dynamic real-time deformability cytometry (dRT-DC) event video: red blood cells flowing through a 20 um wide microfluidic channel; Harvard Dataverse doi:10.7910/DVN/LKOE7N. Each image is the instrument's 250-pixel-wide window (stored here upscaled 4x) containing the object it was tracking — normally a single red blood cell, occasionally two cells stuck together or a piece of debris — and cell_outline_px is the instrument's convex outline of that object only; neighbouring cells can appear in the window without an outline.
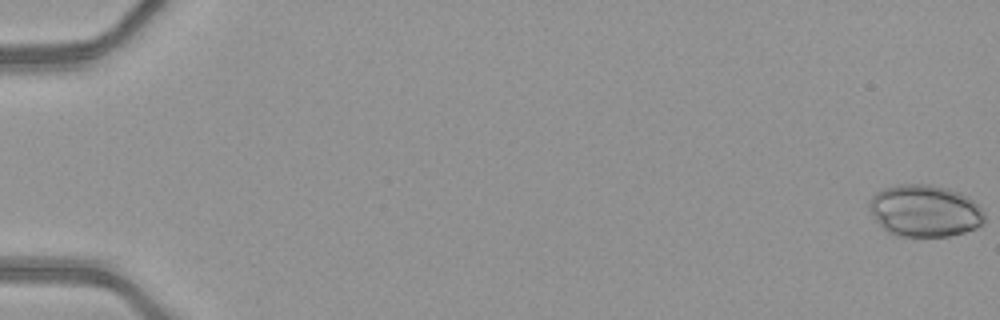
{"species": "common noctule bat (a hibernating species)", "species_latin": "Nyctalus noctula", "temperature_condition": "warm", "stored_images_in_passage": 51, "camera_frame_rate_fps": 3000, "um_per_image_px": 0.085, "animal": {"sex": "female", "body_mass_g": 21.9}, "frame": {"image": 1, "passage_image": 1, "time_ms": 0.0, "image_size_px": [1000, 320], "cell_outline_px": [[984, 224], [976, 228], [964, 232], [948, 236], [896, 236], [888, 232], [876, 220], [868, 208], [868, 200], [876, 192], [884, 188], [896, 184], [928, 184], [948, 188], [960, 192], [968, 196], [984, 212]], "centroid_in_image_um": [78.59, 17.91], "position_along_channel_um": 6.4, "area_um2": 35.08}}
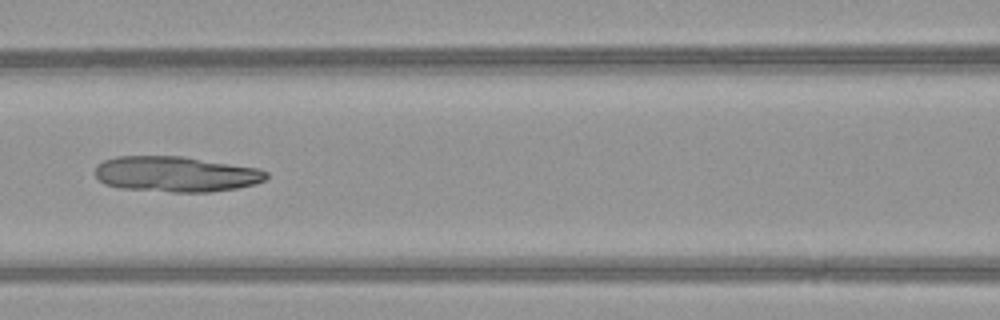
{"frame": {"image": 2, "passage_image": 25, "time_ms": 8.0, "image_size_px": [1000, 320], "cell_outline_px": [[268, 176], [264, 180], [256, 184], [236, 188], [208, 192], [172, 192], [120, 188], [104, 184], [96, 176], [96, 164], [104, 160], [116, 156], [184, 156], [260, 168], [268, 172]], "centroid_in_image_um": [14.96, 14.79], "position_along_channel_um": 151.6, "area_um2": 35.72}}
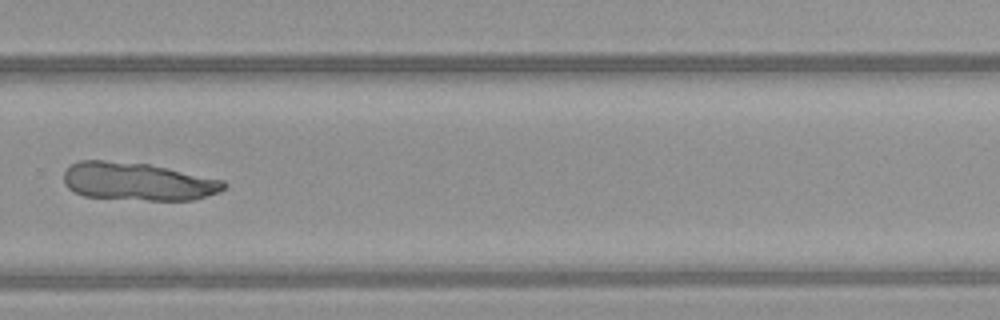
{"frame": {"image": 3, "passage_image": 37, "time_ms": 12.0, "image_size_px": [1000, 320], "cell_outline_px": [[228, 184], [220, 192], [196, 200], [148, 200], [84, 196], [72, 192], [64, 184], [64, 172], [72, 164], [80, 160], [104, 160], [148, 164], [224, 180]], "centroid_in_image_um": [11.71, 15.43], "position_along_channel_um": 318.1, "area_um2": 35.43}}